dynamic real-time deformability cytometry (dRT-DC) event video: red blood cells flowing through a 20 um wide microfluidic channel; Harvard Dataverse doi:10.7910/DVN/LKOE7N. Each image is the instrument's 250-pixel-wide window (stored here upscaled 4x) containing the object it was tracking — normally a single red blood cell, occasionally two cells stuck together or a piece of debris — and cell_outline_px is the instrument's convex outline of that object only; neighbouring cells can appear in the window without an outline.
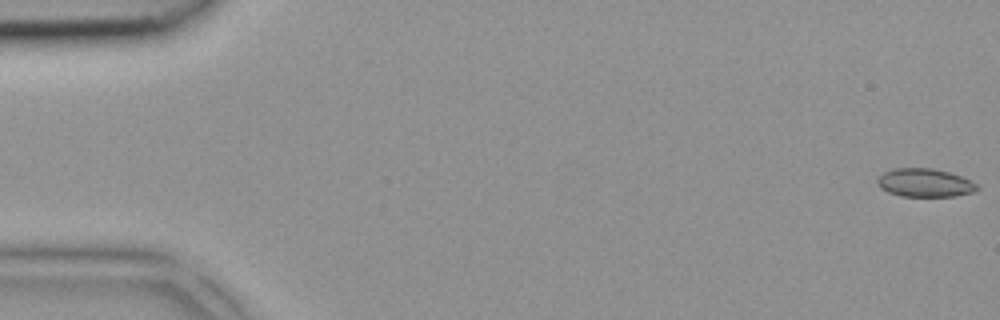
{"species": "common noctule bat (a hibernating species)", "species_latin": "Nyctalus noctula", "temperature_condition": "room temperature", "stored_images_in_passage": 5, "camera_frame_rate_fps": 3000, "um_per_image_px": 0.085, "animal": {"sex": "female", "body_mass_g": 18.4}, "frame": {"image": 1, "passage_image": 1, "time_ms": 0.0, "image_size_px": [1000, 320], "cell_outline_px": [[980, 188], [972, 192], [956, 196], [900, 196], [888, 192], [880, 188], [876, 180], [884, 172], [892, 168], [932, 168], [948, 172], [960, 176], [976, 184]], "centroid_in_image_um": [78.57, 15.54], "position_along_channel_um": 6.4, "area_um2": 16.36}}
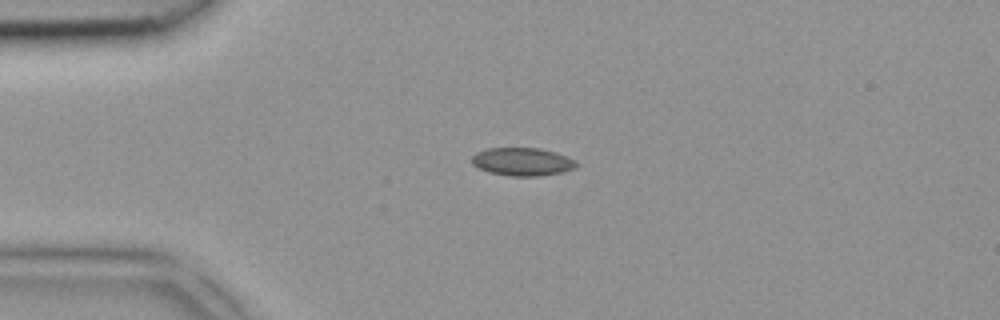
{"frame": {"image": 2, "passage_image": 4, "time_ms": 1.0, "image_size_px": [1000, 320], "cell_outline_px": [[576, 164], [572, 168], [560, 172], [540, 176], [508, 176], [488, 172], [472, 164], [472, 156], [476, 152], [488, 148], [540, 148], [556, 152], [572, 160]], "centroid_in_image_um": [44.32, 13.74], "position_along_channel_um": 40.7, "area_um2": 16.82}}